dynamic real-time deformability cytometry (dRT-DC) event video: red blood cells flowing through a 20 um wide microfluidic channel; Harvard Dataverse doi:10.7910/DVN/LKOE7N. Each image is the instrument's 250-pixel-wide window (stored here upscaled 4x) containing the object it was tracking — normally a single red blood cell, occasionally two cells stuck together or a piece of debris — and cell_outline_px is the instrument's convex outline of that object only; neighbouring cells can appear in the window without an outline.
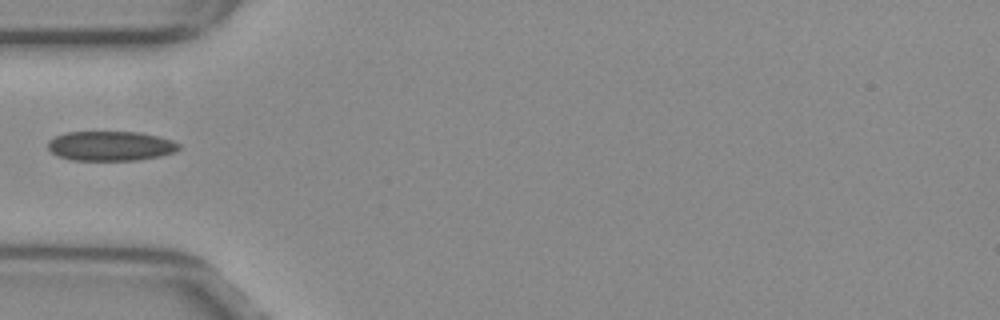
{"species": "common noctule bat (a hibernating species)", "species_latin": "Nyctalus noctula", "temperature_condition": "warm", "stored_images_in_passage": 37, "camera_frame_rate_fps": 3000, "um_per_image_px": 0.085, "animal": {"sex": "female", "body_mass_g": 29.2, "forearm_length_mm": 56.3}, "frame": {"image": 1, "passage_image": 1, "time_ms": 0.0, "image_size_px": [1000, 320], "cell_outline_px": [[180, 148], [176, 152], [160, 156], [140, 160], [72, 160], [56, 156], [48, 148], [48, 140], [64, 132], [140, 132], [172, 140], [180, 144]], "centroid_in_image_um": [9.4, 12.41], "position_along_channel_um": 75.6, "area_um2": 22.77}}
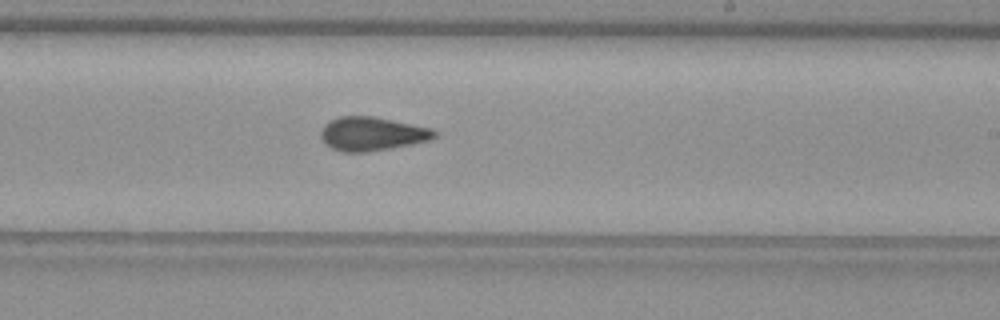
{"frame": {"image": 2, "passage_image": 15, "time_ms": 4.667, "image_size_px": [1000, 320], "cell_outline_px": [[440, 136], [428, 140], [412, 144], [392, 148], [368, 152], [340, 152], [324, 144], [320, 136], [320, 132], [324, 124], [340, 116], [372, 116], [432, 128], [440, 132]], "centroid_in_image_um": [31.64, 11.38], "position_along_channel_um": 257.4, "area_um2": 22.6}}
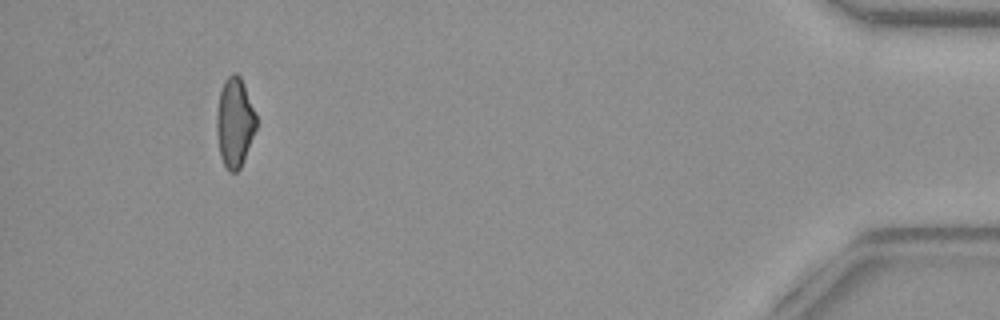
{"frame": {"image": 3, "passage_image": 33, "time_ms": 10.667, "image_size_px": [1000, 320], "cell_outline_px": [[256, 128], [244, 160], [240, 168], [236, 172], [228, 172], [220, 156], [216, 132], [216, 112], [220, 92], [224, 80], [232, 72], [236, 72], [240, 76], [244, 84], [256, 116]], "centroid_in_image_um": [19.93, 10.41], "position_along_channel_um": 415.3, "area_um2": 20.69}}